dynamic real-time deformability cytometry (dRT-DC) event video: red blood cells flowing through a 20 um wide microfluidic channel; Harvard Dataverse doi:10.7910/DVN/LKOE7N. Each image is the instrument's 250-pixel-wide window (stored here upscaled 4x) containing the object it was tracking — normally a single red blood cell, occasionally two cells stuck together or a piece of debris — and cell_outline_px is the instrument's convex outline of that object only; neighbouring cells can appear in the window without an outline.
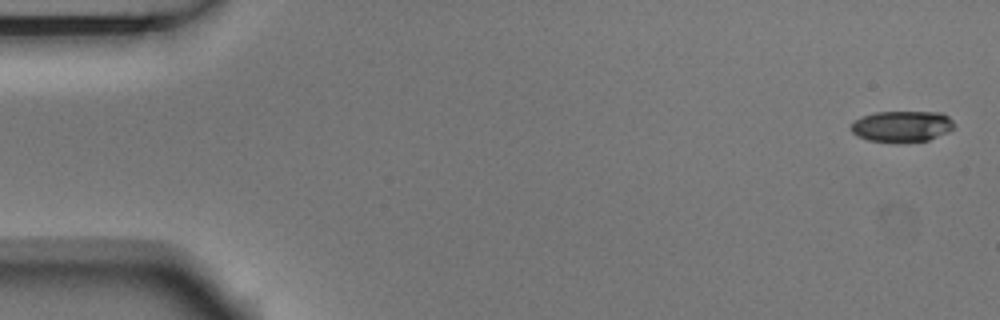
{"species": "Egyptian fruit bat (a non-hibernating species)", "species_latin": "Rousettus aegyptiacus", "temperature_condition": "room temperature", "stored_images_in_passage": 4, "camera_frame_rate_fps": 3000, "um_per_image_px": 0.085, "animal": {"sex": "male"}, "frame": {"image": 1, "passage_image": 1, "time_ms": 0.0, "image_size_px": [1000, 320], "cell_outline_px": [[952, 128], [948, 132], [928, 140], [900, 144], [868, 140], [856, 136], [852, 132], [852, 124], [856, 120], [864, 116], [876, 112], [940, 112], [948, 116], [952, 120]], "centroid_in_image_um": [76.66, 10.76], "position_along_channel_um": 8.3, "area_um2": 18.79}}